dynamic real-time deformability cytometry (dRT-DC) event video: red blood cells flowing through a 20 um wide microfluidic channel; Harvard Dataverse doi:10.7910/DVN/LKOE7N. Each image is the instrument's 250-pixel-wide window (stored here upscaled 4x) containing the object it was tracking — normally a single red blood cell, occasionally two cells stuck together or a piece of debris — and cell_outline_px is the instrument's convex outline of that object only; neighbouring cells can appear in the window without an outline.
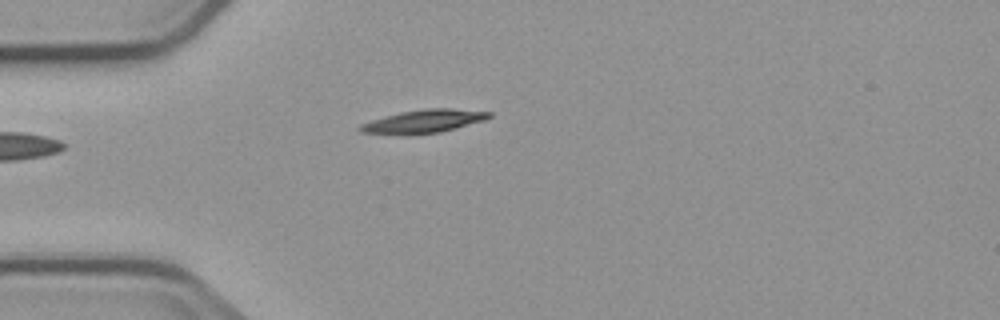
{"species": "common noctule bat (a hibernating species)", "species_latin": "Nyctalus noctula", "temperature_condition": "cold", "stored_images_in_passage": 3, "camera_frame_rate_fps": 3000, "um_per_image_px": 0.085, "animal": {"sex": "male", "body_mass_g": 23.1, "forearm_length_mm": 52.7}, "frame": {"image": 1, "passage_image": 3, "time_ms": 2.333, "image_size_px": [1000, 320], "cell_outline_px": [[492, 116], [484, 120], [456, 128], [440, 132], [360, 132], [356, 128], [360, 124], [372, 120], [400, 112], [424, 108], [452, 108], [492, 112]], "centroid_in_image_um": [36.1, 10.25], "position_along_channel_um": 48.9, "area_um2": 16.59}}